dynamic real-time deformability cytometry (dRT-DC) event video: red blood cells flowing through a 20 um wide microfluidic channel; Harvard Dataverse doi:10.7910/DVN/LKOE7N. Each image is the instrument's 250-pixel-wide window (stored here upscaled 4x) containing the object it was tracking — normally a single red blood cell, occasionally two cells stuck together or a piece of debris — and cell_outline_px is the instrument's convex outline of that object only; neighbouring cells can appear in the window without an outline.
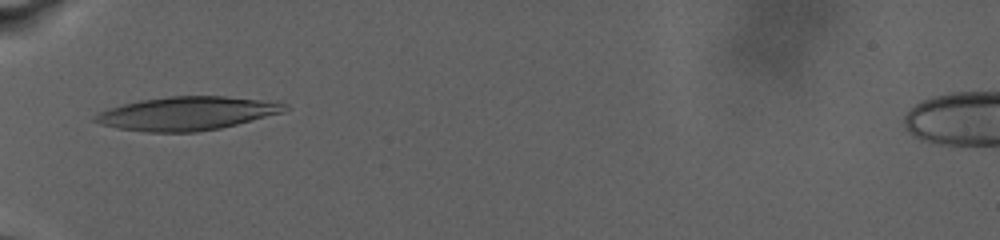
{"species": "human", "species_latin": "Homo sapiens", "temperature_condition": "warm", "stored_images_in_passage": 39, "camera_frame_rate_fps": 3000, "um_per_image_px": 0.085, "donor": {"sex": "male"}, "frame": {"image": 1, "passage_image": 1, "time_ms": 0.0, "image_size_px": [1000, 240], "cell_outline_px": [[292, 108], [284, 112], [220, 128], [196, 132], [148, 132], [116, 128], [100, 124], [92, 120], [92, 116], [108, 108], [140, 100], [168, 96], [228, 96], [280, 100], [288, 104]], "centroid_in_image_um": [15.98, 9.62], "position_along_channel_um": 69.0, "area_um2": 37.63}}
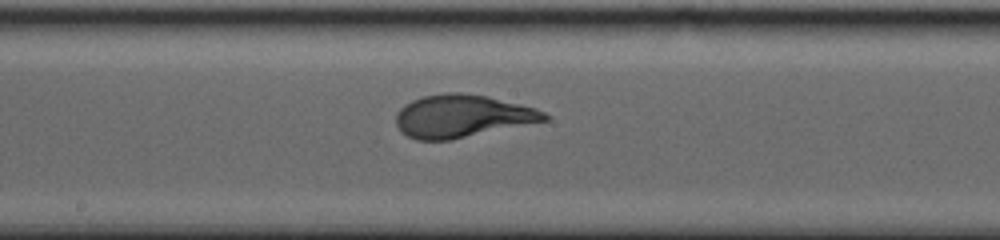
{"frame": {"image": 2, "passage_image": 15, "time_ms": 6.0, "image_size_px": [1000, 240], "cell_outline_px": [[548, 120], [452, 140], [416, 140], [400, 132], [396, 124], [396, 112], [404, 104], [412, 100], [424, 96], [444, 92], [460, 92], [488, 96], [536, 108], [544, 112], [548, 116]], "centroid_in_image_um": [39.25, 9.87], "position_along_channel_um": 209.0, "area_um2": 37.11}}
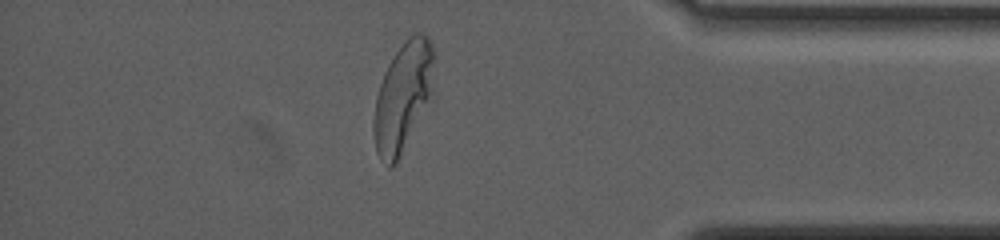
{"frame": {"image": 3, "passage_image": 31, "time_ms": 14.667, "image_size_px": [1000, 240], "cell_outline_px": [[436, 56], [432, 100], [396, 164], [392, 168], [388, 168], [380, 160], [376, 152], [372, 132], [372, 120], [376, 96], [384, 72], [388, 64], [396, 52], [408, 36], [416, 32], [424, 32], [428, 36], [432, 44]], "centroid_in_image_um": [34.28, 8.25], "position_along_channel_um": 400.9, "area_um2": 39.82}}